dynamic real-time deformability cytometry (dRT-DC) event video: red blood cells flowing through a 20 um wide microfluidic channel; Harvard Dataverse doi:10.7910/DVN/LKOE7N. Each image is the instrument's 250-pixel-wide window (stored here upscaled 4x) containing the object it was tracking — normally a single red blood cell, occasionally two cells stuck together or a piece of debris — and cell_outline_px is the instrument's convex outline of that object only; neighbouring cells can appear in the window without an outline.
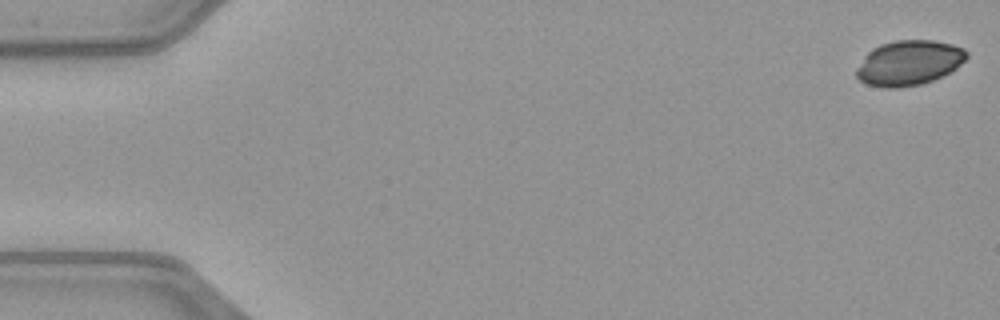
{"species": "common noctule bat (a hibernating species)", "species_latin": "Nyctalus noctula", "temperature_condition": "warm", "stored_images_in_passage": 51, "camera_frame_rate_fps": 3000, "um_per_image_px": 0.085, "animal": {"sex": "female", "body_mass_g": 21.9}, "frame": {"image": 1, "passage_image": 1, "time_ms": 0.0, "image_size_px": [1000, 320], "cell_outline_px": [[968, 56], [956, 68], [944, 76], [920, 84], [900, 88], [884, 88], [868, 84], [860, 80], [856, 76], [856, 68], [864, 56], [872, 48], [880, 44], [896, 40], [932, 40], [952, 44], [964, 48], [968, 52]], "centroid_in_image_um": [77.26, 5.34], "position_along_channel_um": 7.7, "area_um2": 29.02}}
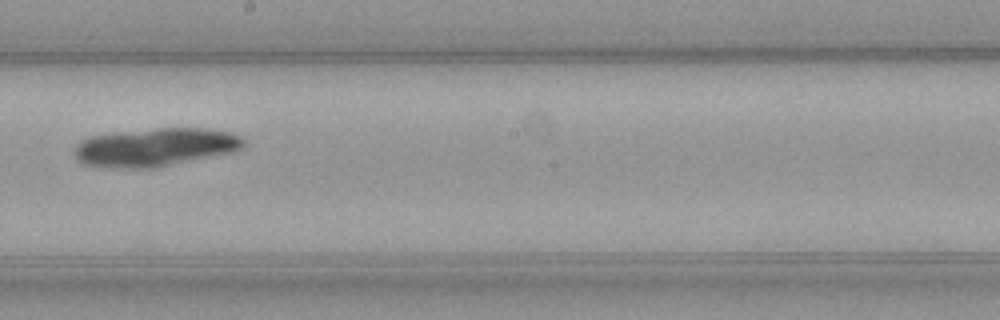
{"frame": {"image": 2, "passage_image": 29, "time_ms": 9.333, "image_size_px": [1000, 320], "cell_outline_px": [[244, 144], [240, 148], [232, 152], [156, 168], [108, 168], [84, 164], [76, 160], [72, 152], [72, 148], [80, 140], [88, 136], [116, 132], [156, 128], [204, 128], [232, 132], [240, 136], [244, 140]], "centroid_in_image_um": [13.12, 12.51], "position_along_channel_um": 235.1, "area_um2": 38.26}}
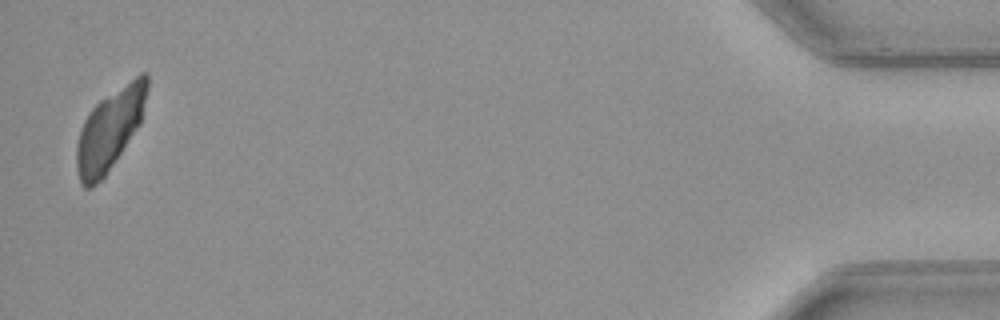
{"frame": {"image": 3, "passage_image": 50, "time_ms": 16.333, "image_size_px": [1000, 320], "cell_outline_px": [[148, 88], [140, 124], [104, 176], [92, 188], [84, 188], [80, 184], [76, 168], [76, 144], [80, 128], [84, 120], [92, 108], [100, 100], [140, 72], [148, 72]], "centroid_in_image_um": [9.31, 10.99], "position_along_channel_um": 425.9, "area_um2": 33.12}}